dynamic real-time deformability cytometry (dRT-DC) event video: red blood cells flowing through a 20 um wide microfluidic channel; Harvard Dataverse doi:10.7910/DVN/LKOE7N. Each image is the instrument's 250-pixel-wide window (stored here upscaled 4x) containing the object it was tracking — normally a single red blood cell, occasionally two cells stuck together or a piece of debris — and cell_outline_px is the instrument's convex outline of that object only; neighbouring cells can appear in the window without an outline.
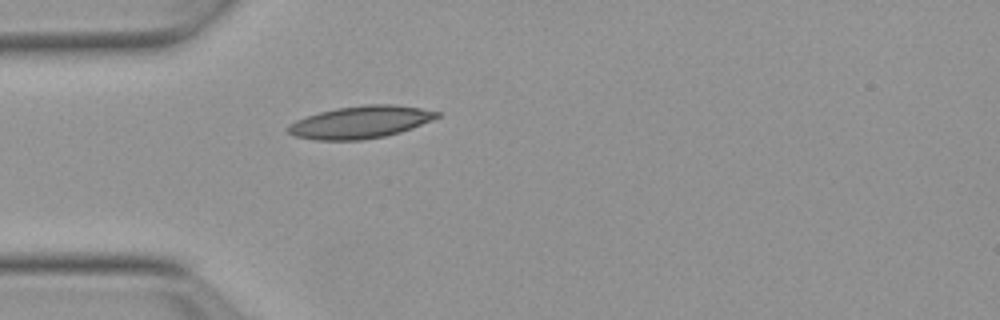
{"species": "Egyptian fruit bat (a non-hibernating species)", "species_latin": "Rousettus aegyptiacus", "temperature_condition": "warm", "stored_images_in_passage": 5, "camera_frame_rate_fps": 3000, "um_per_image_px": 0.085, "animal": {"sex": "female"}, "frame": {"image": 1, "passage_image": 1, "time_ms": 0.0, "image_size_px": [1000, 320], "cell_outline_px": [[440, 116], [432, 120], [412, 128], [400, 132], [384, 136], [360, 140], [316, 140], [292, 136], [284, 128], [288, 124], [296, 120], [320, 112], [336, 108], [364, 104], [396, 104], [420, 108], [440, 112]], "centroid_in_image_um": [30.61, 10.38], "position_along_channel_um": 54.4, "area_um2": 28.21}}
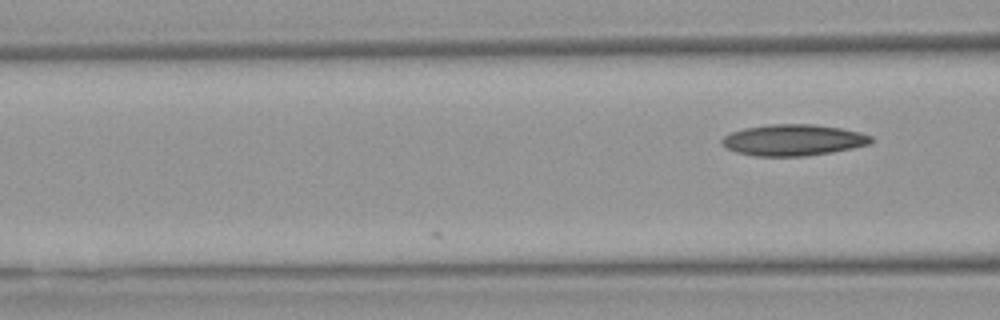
{"frame": {"image": 2, "passage_image": 5, "time_ms": 1.333, "image_size_px": [1000, 320], "cell_outline_px": [[876, 140], [868, 144], [852, 148], [832, 152], [804, 156], [756, 156], [736, 152], [720, 144], [720, 140], [724, 136], [732, 132], [744, 128], [768, 124], [812, 124], [840, 128], [860, 132], [872, 136]], "centroid_in_image_um": [67.42, 11.9], "position_along_channel_um": 99.2, "area_um2": 27.22}}